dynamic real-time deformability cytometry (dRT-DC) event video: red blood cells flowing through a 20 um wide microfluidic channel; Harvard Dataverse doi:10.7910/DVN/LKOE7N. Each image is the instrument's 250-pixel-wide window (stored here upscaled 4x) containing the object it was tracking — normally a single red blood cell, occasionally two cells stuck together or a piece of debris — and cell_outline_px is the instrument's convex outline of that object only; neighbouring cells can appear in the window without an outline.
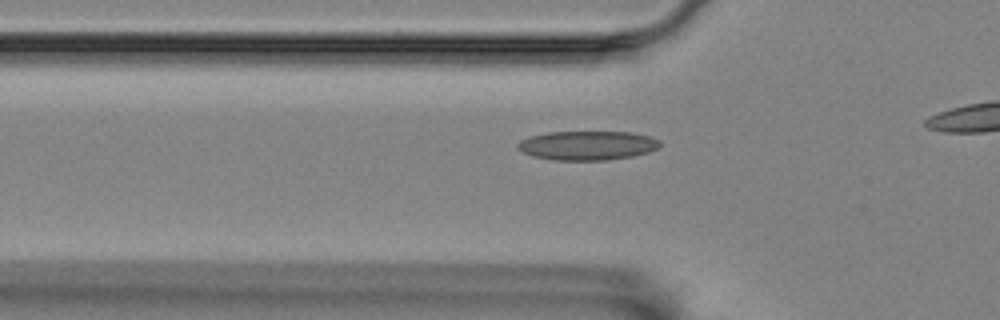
{"species": "Egyptian fruit bat (a non-hibernating species)", "species_latin": "Rousettus aegyptiacus", "temperature_condition": "room temperature", "stored_images_in_passage": 39, "camera_frame_rate_fps": 3000, "um_per_image_px": 0.085, "animal": {"sex": "female"}, "frame": {"image": 1, "passage_image": 11, "time_ms": 3.333, "image_size_px": [1000, 320], "cell_outline_px": [[660, 144], [656, 148], [648, 152], [632, 156], [604, 160], [552, 160], [532, 156], [520, 152], [516, 148], [516, 144], [520, 140], [532, 136], [548, 132], [632, 132], [652, 136], [660, 140]], "centroid_in_image_um": [49.89, 12.36], "position_along_channel_um": 75.9, "area_um2": 24.28}}
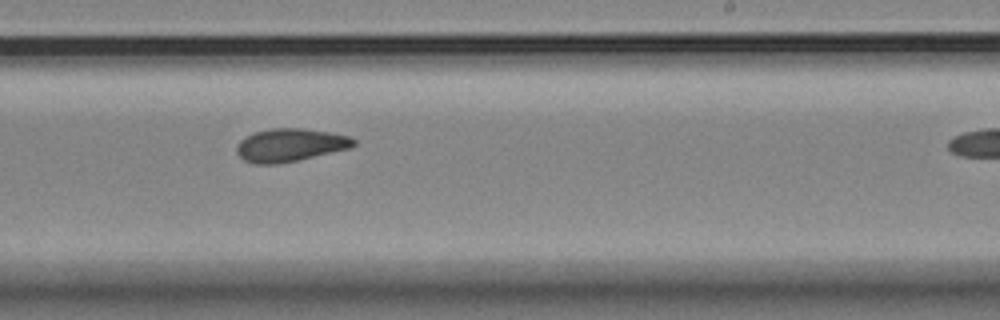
{"frame": {"image": 2, "passage_image": 27, "time_ms": 8.667, "image_size_px": [1000, 320], "cell_outline_px": [[356, 144], [352, 148], [296, 160], [276, 164], [256, 164], [244, 160], [236, 152], [236, 148], [240, 140], [244, 136], [252, 132], [272, 128], [304, 128], [328, 132], [348, 136], [356, 140]], "centroid_in_image_um": [24.64, 12.32], "position_along_channel_um": 264.4, "area_um2": 22.54}}
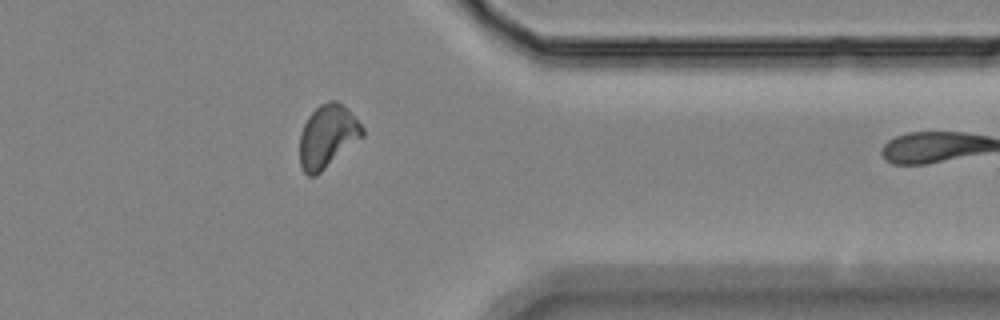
{"frame": {"image": 3, "passage_image": 38, "time_ms": 12.333, "image_size_px": [1000, 320], "cell_outline_px": [[364, 136], [316, 176], [308, 176], [304, 172], [300, 164], [300, 132], [308, 116], [320, 104], [328, 100], [336, 100], [348, 108], [364, 128]], "centroid_in_image_um": [27.84, 11.57], "position_along_channel_um": 383.6, "area_um2": 23.12}}